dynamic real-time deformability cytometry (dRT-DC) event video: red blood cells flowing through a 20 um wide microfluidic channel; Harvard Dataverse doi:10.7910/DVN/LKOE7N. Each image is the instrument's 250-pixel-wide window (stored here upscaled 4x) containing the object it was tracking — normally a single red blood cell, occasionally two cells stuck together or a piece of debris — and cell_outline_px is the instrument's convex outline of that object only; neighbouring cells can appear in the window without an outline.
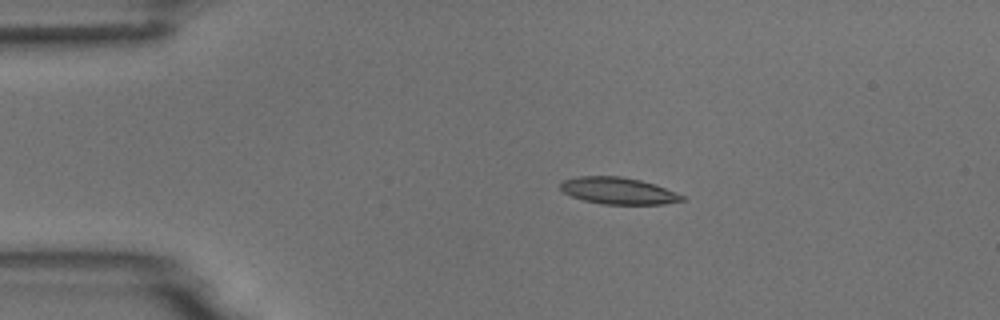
{"species": "common noctule bat (a hibernating species)", "species_latin": "Nyctalus noctula", "temperature_condition": "room temperature", "stored_images_in_passage": 3, "camera_frame_rate_fps": 3000, "um_per_image_px": 0.085, "animal": {"sex": "male", "body_mass_g": 18.8}, "frame": {"image": 1, "passage_image": 2, "time_ms": 1.333, "image_size_px": [1000, 320], "cell_outline_px": [[684, 200], [664, 204], [604, 204], [584, 200], [572, 196], [564, 192], [560, 188], [560, 184], [564, 180], [580, 176], [620, 176], [640, 180], [656, 184], [676, 192], [684, 196]], "centroid_in_image_um": [52.57, 16.21], "position_along_channel_um": 32.4, "area_um2": 18.84}}